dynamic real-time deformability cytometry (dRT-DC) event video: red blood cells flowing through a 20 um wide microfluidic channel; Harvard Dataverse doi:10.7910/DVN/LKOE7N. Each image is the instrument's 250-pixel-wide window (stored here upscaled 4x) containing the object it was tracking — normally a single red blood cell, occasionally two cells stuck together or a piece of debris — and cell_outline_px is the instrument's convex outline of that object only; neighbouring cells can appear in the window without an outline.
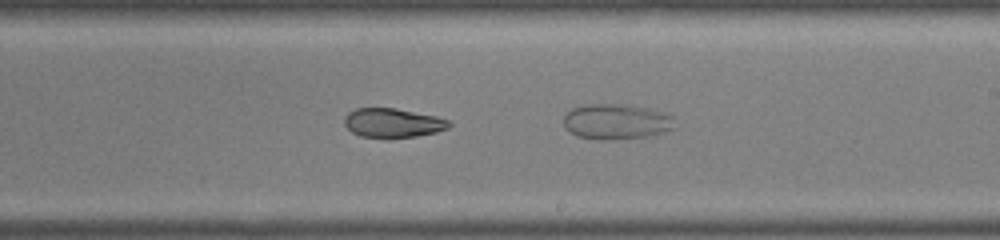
{"species": "common noctule bat (a hibernating species)", "species_latin": "Nyctalus noctula", "temperature_condition": "warm", "stored_images_in_passage": 13, "camera_frame_rate_fps": 3000, "um_per_image_px": 0.085, "animal": {"sex": "male", "body_mass_g": 19.0, "forearm_length_mm": 50.8}, "frame": {"image": 1, "passage_image": 11, "time_ms": 3.333, "image_size_px": [1000, 240], "cell_outline_px": [[452, 124], [448, 128], [436, 132], [416, 136], [388, 140], [360, 136], [352, 132], [344, 124], [344, 116], [348, 112], [356, 108], [396, 108], [436, 116], [448, 120]], "centroid_in_image_um": [33.36, 10.47], "position_along_channel_um": 255.6, "area_um2": 18.26}}